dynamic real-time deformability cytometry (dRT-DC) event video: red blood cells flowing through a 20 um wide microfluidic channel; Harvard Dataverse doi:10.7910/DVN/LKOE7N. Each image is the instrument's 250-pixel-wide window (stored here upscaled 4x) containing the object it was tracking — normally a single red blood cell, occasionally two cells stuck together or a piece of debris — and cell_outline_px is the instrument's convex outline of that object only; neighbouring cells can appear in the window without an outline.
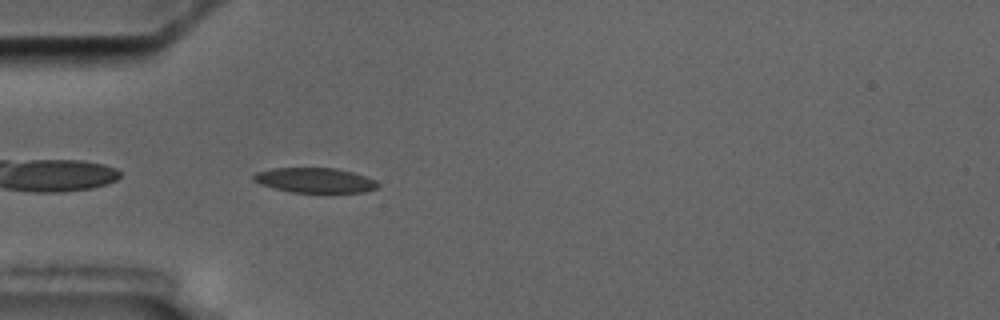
{"species": "common noctule bat (a hibernating species)", "species_latin": "Nyctalus noctula", "temperature_condition": "cold", "stored_images_in_passage": 5, "camera_frame_rate_fps": 3000, "um_per_image_px": 0.085, "animal": {"sex": "male", "body_mass_g": 17.5, "forearm_length_mm": 52.3}, "frame": {"image": 1, "passage_image": 5, "time_ms": 5.333, "image_size_px": [1000, 320], "cell_outline_px": [[380, 184], [376, 188], [364, 192], [324, 196], [292, 192], [272, 188], [260, 184], [252, 180], [252, 176], [256, 172], [272, 168], [336, 168], [352, 172], [376, 180]], "centroid_in_image_um": [26.79, 15.38], "position_along_channel_um": 58.2, "area_um2": 19.07}}